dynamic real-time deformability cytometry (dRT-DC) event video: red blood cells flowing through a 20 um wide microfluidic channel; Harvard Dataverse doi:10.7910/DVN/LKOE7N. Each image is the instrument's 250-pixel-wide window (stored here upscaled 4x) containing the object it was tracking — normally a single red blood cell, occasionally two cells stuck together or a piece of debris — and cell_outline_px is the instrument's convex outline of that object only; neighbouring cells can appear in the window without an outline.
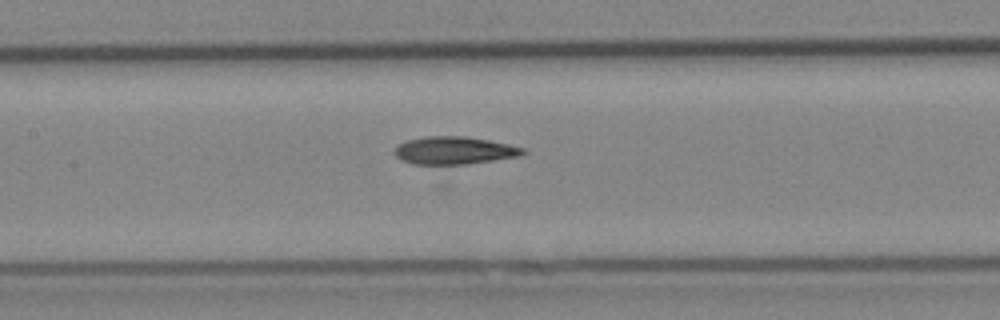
{"species": "Egyptian fruit bat (a non-hibernating species)", "species_latin": "Rousettus aegyptiacus", "temperature_condition": "cold", "stored_images_in_passage": 22, "camera_frame_rate_fps": 3000, "um_per_image_px": 0.085, "animal": {"sex": "female"}, "frame": {"image": 1, "passage_image": 17, "time_ms": 5.333, "image_size_px": [1000, 320], "cell_outline_px": [[528, 152], [516, 156], [492, 160], [464, 164], [412, 164], [400, 160], [392, 152], [400, 144], [408, 140], [428, 136], [464, 136], [488, 140], [508, 144], [524, 148]], "centroid_in_image_um": [38.57, 12.79], "position_along_channel_um": 168.8, "area_um2": 20.46}}
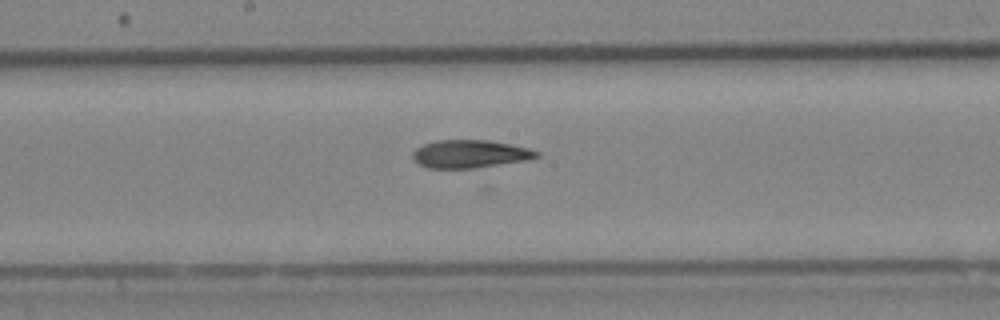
{"frame": {"image": 2, "passage_image": 20, "time_ms": 6.333, "image_size_px": [1000, 320], "cell_outline_px": [[540, 156], [524, 160], [476, 168], [428, 168], [420, 164], [412, 156], [412, 152], [416, 148], [424, 144], [436, 140], [488, 140], [528, 148], [540, 152]], "centroid_in_image_um": [39.93, 13.08], "position_along_channel_um": 208.3, "area_um2": 19.94}}